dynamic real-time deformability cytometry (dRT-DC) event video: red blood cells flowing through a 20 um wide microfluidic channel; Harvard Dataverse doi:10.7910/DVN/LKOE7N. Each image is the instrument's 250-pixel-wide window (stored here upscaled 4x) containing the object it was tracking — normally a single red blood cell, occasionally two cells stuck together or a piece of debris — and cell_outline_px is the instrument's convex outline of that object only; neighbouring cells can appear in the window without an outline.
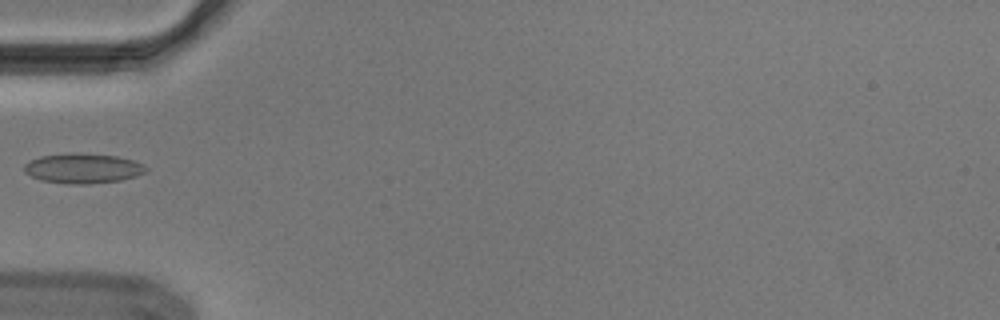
{"species": "Egyptian fruit bat (a non-hibernating species)", "species_latin": "Rousettus aegyptiacus", "temperature_condition": "cold", "stored_images_in_passage": 37, "camera_frame_rate_fps": 3000, "um_per_image_px": 0.085, "animal": {"sex": "male"}, "frame": {"image": 1, "passage_image": 1, "time_ms": 0.0, "image_size_px": [1000, 320], "cell_outline_px": [[148, 168], [144, 172], [136, 176], [120, 180], [88, 184], [68, 184], [40, 180], [24, 172], [24, 164], [28, 160], [40, 156], [72, 152], [116, 156], [132, 160], [144, 164]], "centroid_in_image_um": [7.01, 14.3], "position_along_channel_um": 78.0, "area_um2": 21.33}}
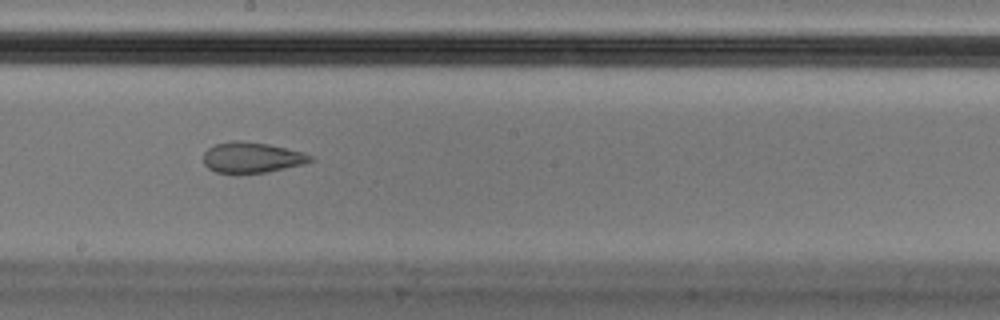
{"frame": {"image": 2, "passage_image": 13, "time_ms": 4.0, "image_size_px": [1000, 320], "cell_outline_px": [[316, 160], [304, 164], [268, 172], [240, 176], [236, 176], [216, 172], [208, 168], [204, 164], [204, 152], [208, 148], [216, 144], [232, 140], [240, 140], [268, 144], [304, 152], [312, 156]], "centroid_in_image_um": [21.4, 13.43], "position_along_channel_um": 226.8, "area_um2": 19.83}}
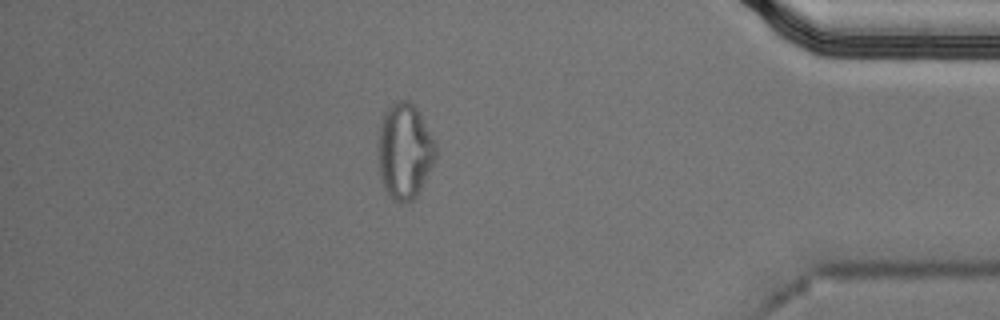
{"frame": {"image": 3, "passage_image": 30, "time_ms": 9.667, "image_size_px": [1000, 320], "cell_outline_px": [[436, 160], [416, 196], [412, 200], [400, 204], [384, 188], [380, 180], [376, 160], [376, 148], [380, 120], [388, 104], [396, 100], [408, 100], [420, 112], [436, 144]], "centroid_in_image_um": [34.34, 12.81], "position_along_channel_um": 400.9, "area_um2": 32.95}}